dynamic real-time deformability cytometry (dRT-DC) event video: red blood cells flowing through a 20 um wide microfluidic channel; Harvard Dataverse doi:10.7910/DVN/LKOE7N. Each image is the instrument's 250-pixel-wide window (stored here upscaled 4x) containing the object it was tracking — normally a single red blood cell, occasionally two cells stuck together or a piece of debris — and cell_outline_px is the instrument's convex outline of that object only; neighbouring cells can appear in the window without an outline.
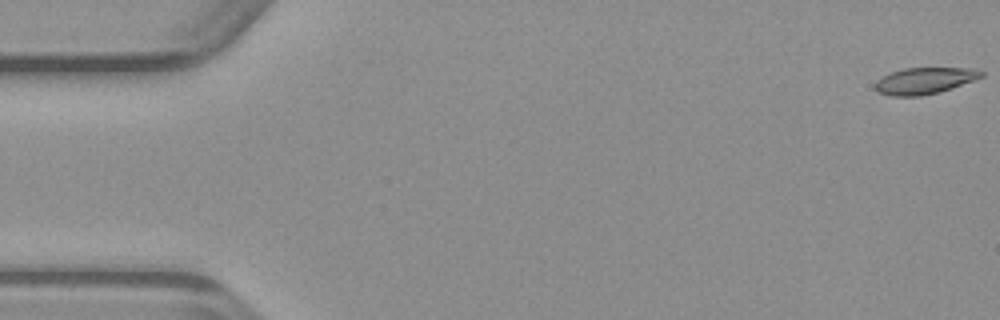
{"species": "common noctule bat (a hibernating species)", "species_latin": "Nyctalus noctula", "temperature_condition": "warm", "stored_images_in_passage": 50, "camera_frame_rate_fps": 3000, "um_per_image_px": 0.085, "animal": {"sex": "male", "body_mass_g": 23.1, "forearm_length_mm": 52.7}, "frame": {"image": 1, "passage_image": 1, "time_ms": 0.0, "image_size_px": [1000, 320], "cell_outline_px": [[984, 76], [976, 80], [940, 92], [920, 96], [892, 96], [876, 92], [876, 80], [892, 72], [904, 68], [976, 68], [984, 72]], "centroid_in_image_um": [78.64, 6.86], "position_along_channel_um": 6.4, "area_um2": 16.47}}
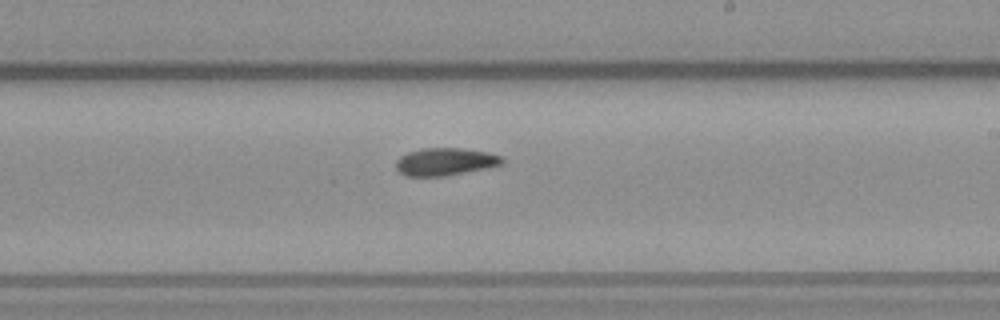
{"frame": {"image": 2, "passage_image": 29, "time_ms": 9.333, "image_size_px": [1000, 320], "cell_outline_px": [[504, 164], [488, 168], [444, 176], [404, 176], [396, 168], [396, 160], [400, 156], [408, 152], [424, 148], [460, 148], [488, 152], [504, 156]], "centroid_in_image_um": [37.87, 13.74], "position_along_channel_um": 251.1, "area_um2": 17.22}}
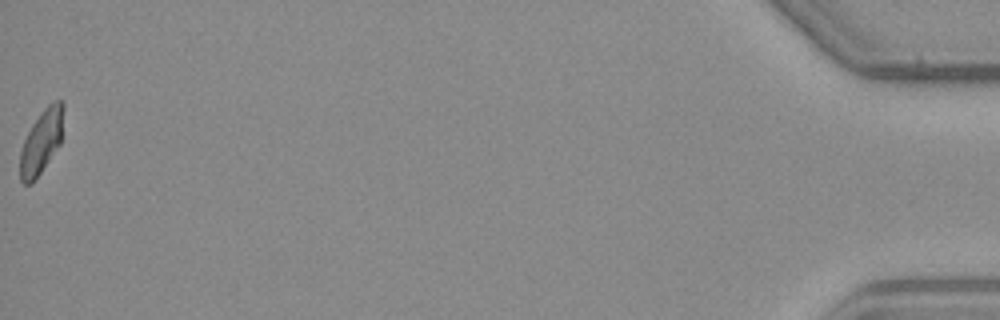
{"frame": {"image": 3, "passage_image": 50, "time_ms": 16.333, "image_size_px": [1000, 320], "cell_outline_px": [[64, 108], [60, 144], [32, 184], [24, 184], [20, 180], [20, 152], [24, 140], [32, 124], [40, 112], [52, 100], [64, 100]], "centroid_in_image_um": [3.52, 12.01], "position_along_channel_um": 431.7, "area_um2": 16.18}}